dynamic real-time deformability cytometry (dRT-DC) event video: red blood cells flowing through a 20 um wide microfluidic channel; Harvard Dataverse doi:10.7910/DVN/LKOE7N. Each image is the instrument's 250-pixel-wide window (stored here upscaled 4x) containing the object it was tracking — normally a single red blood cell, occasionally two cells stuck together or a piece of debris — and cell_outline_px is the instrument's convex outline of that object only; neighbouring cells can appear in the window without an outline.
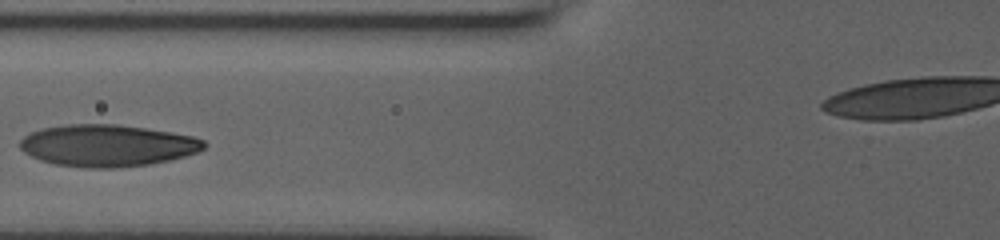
{"species": "human", "species_latin": "Homo sapiens", "temperature_condition": "room temperature", "stored_images_in_passage": 8, "camera_frame_rate_fps": 3000, "um_per_image_px": 0.085, "donor": {"sex": "male"}, "frame": {"image": 1, "passage_image": 5, "time_ms": 1.333, "image_size_px": [1000, 240], "cell_outline_px": [[204, 148], [196, 152], [172, 160], [148, 164], [120, 168], [88, 168], [56, 164], [40, 160], [24, 152], [20, 148], [20, 140], [24, 136], [32, 132], [44, 128], [64, 124], [116, 124], [144, 128], [192, 136], [204, 140]], "centroid_in_image_um": [9.1, 12.37], "position_along_channel_um": 116.7, "area_um2": 44.68}}
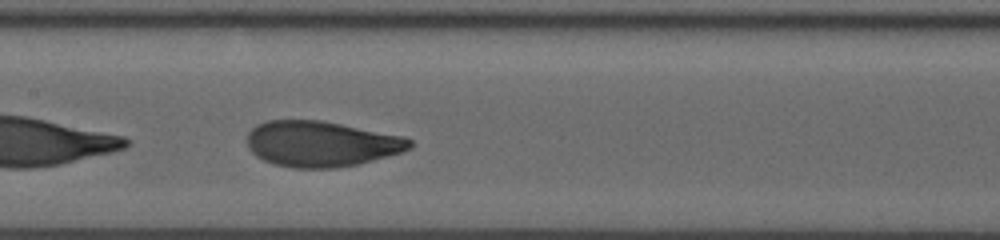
{"frame": {"image": 2, "passage_image": 8, "time_ms": 2.333, "image_size_px": [1000, 240], "cell_outline_px": [[412, 148], [404, 152], [356, 164], [336, 168], [292, 168], [272, 164], [256, 156], [248, 148], [248, 132], [256, 124], [268, 120], [320, 120], [404, 136], [412, 140]], "centroid_in_image_um": [27.3, 12.23], "position_along_channel_um": 180.1, "area_um2": 43.41}}